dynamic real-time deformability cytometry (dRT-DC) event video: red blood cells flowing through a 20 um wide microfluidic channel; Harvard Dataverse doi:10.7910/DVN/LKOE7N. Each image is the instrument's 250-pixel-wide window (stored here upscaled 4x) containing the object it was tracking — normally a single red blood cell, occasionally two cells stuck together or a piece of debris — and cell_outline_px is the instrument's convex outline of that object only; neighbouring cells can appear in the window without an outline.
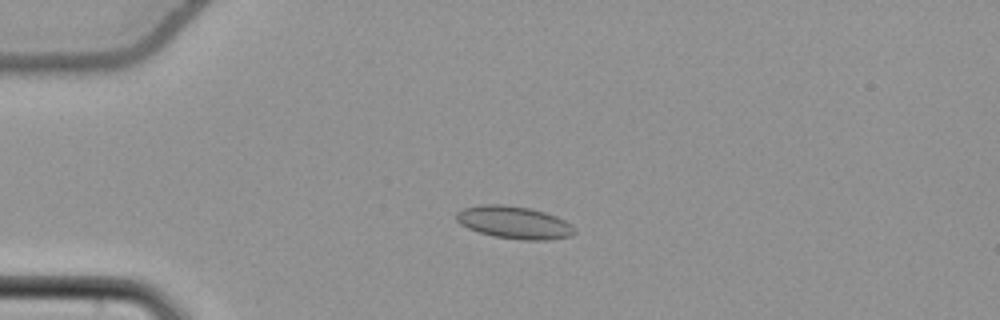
{"species": "common noctule bat (a hibernating species)", "species_latin": "Nyctalus noctula", "temperature_condition": "cold", "stored_images_in_passage": 57, "camera_frame_rate_fps": 3000, "um_per_image_px": 0.085, "animal": {"sex": "female", "body_mass_g": 22.7, "forearm_length_mm": 54.2}, "frame": {"image": 1, "passage_image": 16, "time_ms": 5.0, "image_size_px": [1000, 320], "cell_outline_px": [[576, 232], [572, 236], [548, 240], [520, 240], [496, 236], [480, 232], [468, 228], [460, 224], [456, 220], [456, 212], [464, 208], [484, 204], [500, 204], [528, 208], [544, 212], [556, 216], [564, 220], [576, 228]], "centroid_in_image_um": [43.72, 18.91], "position_along_channel_um": 41.3, "area_um2": 22.31}}
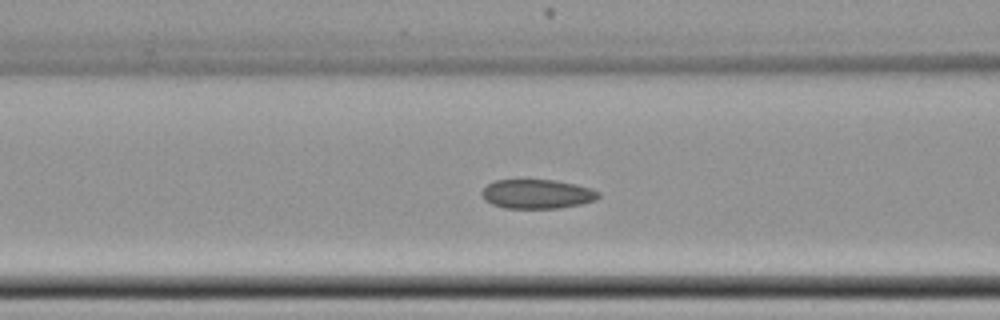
{"frame": {"image": 2, "passage_image": 25, "time_ms": 8.0, "image_size_px": [1000, 320], "cell_outline_px": [[600, 196], [596, 200], [580, 204], [556, 208], [504, 208], [492, 204], [484, 200], [480, 192], [488, 184], [496, 180], [556, 180], [576, 184], [592, 188], [600, 192]], "centroid_in_image_um": [45.66, 16.49], "position_along_channel_um": 120.9, "area_um2": 19.94}}
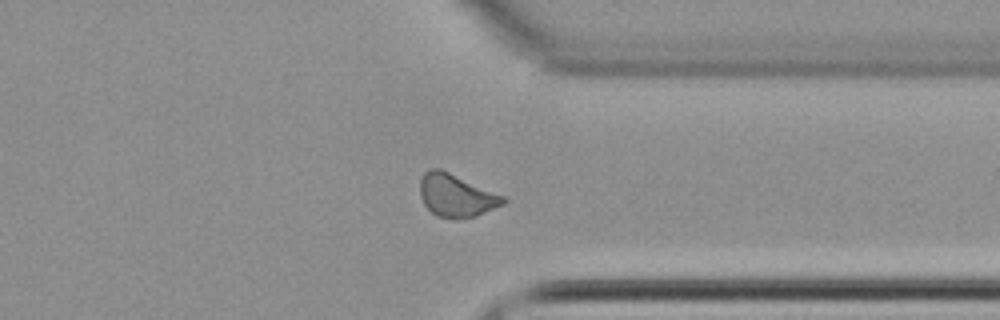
{"frame": {"image": 3, "passage_image": 45, "time_ms": 14.667, "image_size_px": [1000, 320], "cell_outline_px": [[508, 200], [504, 204], [476, 216], [456, 220], [436, 216], [424, 204], [420, 196], [420, 180], [424, 172], [432, 168], [440, 168], [504, 196]], "centroid_in_image_um": [38.77, 16.63], "position_along_channel_um": 372.6, "area_um2": 20.81}, "authors_computed_cell_mechanics": {"area_um2": 20.519, "velocity_mm_per_s": 3.7842, "shape_relaxation_time_tau1_ms": null, "shape_relaxation_time_tau2_ms": 3.4969, "deformation_change_tau1": null, "deformation_change_tau2": 0.0783}}